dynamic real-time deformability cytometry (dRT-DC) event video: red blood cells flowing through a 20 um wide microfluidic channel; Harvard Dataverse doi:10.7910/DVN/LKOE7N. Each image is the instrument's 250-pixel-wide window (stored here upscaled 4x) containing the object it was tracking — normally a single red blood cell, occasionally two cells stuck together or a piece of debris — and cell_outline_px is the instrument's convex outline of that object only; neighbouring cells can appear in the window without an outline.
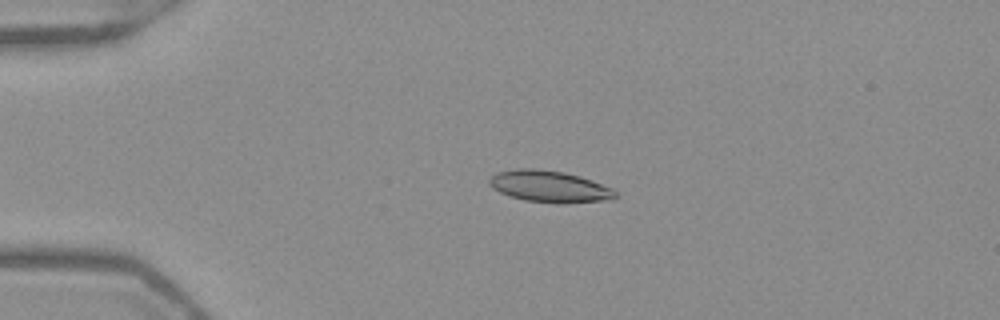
{"species": "Egyptian fruit bat (a non-hibernating species)", "species_latin": "Rousettus aegyptiacus", "temperature_condition": "warm", "stored_images_in_passage": 53, "camera_frame_rate_fps": 3000, "um_per_image_px": 0.085, "frame": {"image": 1, "passage_image": 13, "time_ms": 4.0, "image_size_px": [1000, 320], "cell_outline_px": [[620, 196], [612, 200], [564, 204], [556, 204], [524, 200], [500, 192], [492, 188], [488, 184], [488, 180], [496, 172], [516, 168], [536, 168], [564, 172], [580, 176], [592, 180], [612, 188]], "centroid_in_image_um": [46.74, 15.86], "position_along_channel_um": 38.3, "area_um2": 23.7}}
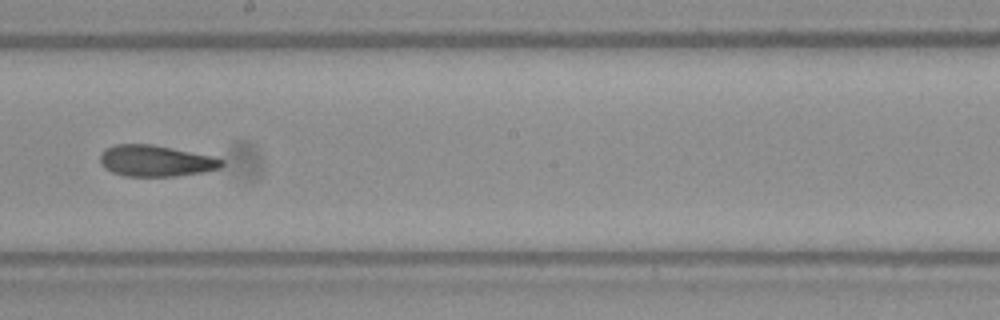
{"frame": {"image": 2, "passage_image": 31, "time_ms": 10.0, "image_size_px": [1000, 320], "cell_outline_px": [[224, 164], [220, 168], [204, 172], [172, 176], [124, 176], [112, 172], [104, 168], [100, 164], [100, 156], [104, 148], [116, 144], [152, 144], [212, 156], [224, 160]], "centroid_in_image_um": [13.21, 13.67], "position_along_channel_um": 235.0, "area_um2": 22.2}}
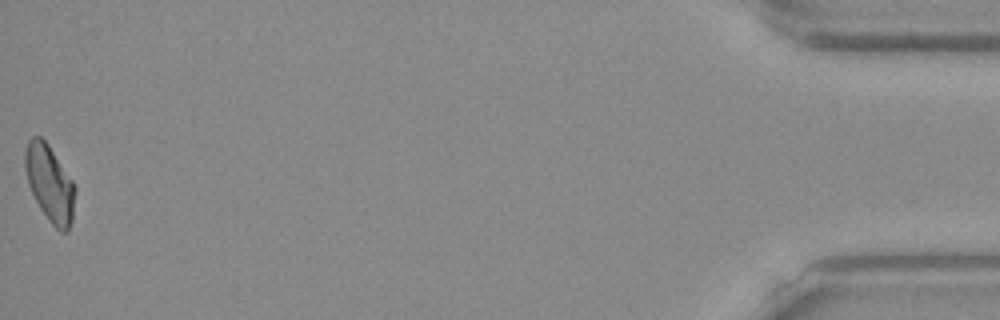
{"frame": {"image": 3, "passage_image": 53, "time_ms": 17.333, "image_size_px": [1000, 320], "cell_outline_px": [[76, 192], [72, 220], [68, 232], [60, 232], [48, 220], [40, 208], [28, 184], [24, 168], [24, 152], [28, 140], [32, 136], [40, 136], [48, 144], [72, 180], [76, 188]], "centroid_in_image_um": [4.22, 15.59], "position_along_channel_um": 431.0, "area_um2": 22.37}, "authors_computed_cell_mechanics": {"area_um2": 22.4264, "velocity_mm_per_s": 3.9387, "shape_relaxation_time_tau1_ms": 8.9994, "shape_relaxation_time_tau2_ms": 3.3303, "deformation_change_tau1": 0.1801, "deformation_change_tau2": 0.0817}}